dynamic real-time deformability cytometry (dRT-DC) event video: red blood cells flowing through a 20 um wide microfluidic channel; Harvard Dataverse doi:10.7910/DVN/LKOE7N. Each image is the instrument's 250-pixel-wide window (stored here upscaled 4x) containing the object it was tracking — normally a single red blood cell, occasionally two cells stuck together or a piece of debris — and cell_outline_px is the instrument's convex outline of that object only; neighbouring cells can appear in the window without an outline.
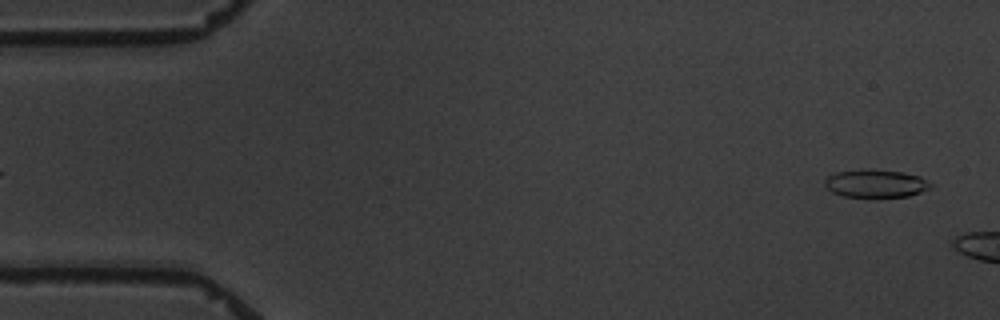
{"species": "common noctule bat (a hibernating species)", "species_latin": "Nyctalus noctula", "temperature_condition": "warm", "stored_images_in_passage": 5, "segment_of_instrument_passage": [2, 2], "camera_frame_rate_fps": 3000, "um_per_image_px": 0.085, "animal": {"sex": "male", "body_mass_g": 19.5, "forearm_length_mm": 54.6}, "frame": {"image": 1, "passage_image": 5, "time_ms": 4.667, "image_size_px": [1000, 320], "cell_outline_px": [[932, 188], [908, 196], [844, 196], [832, 192], [824, 184], [824, 180], [828, 176], [836, 172], [900, 172], [920, 176], [932, 184]], "centroid_in_image_um": [74.47, 15.64], "position_along_channel_um": 10.5, "area_um2": 16.13}}